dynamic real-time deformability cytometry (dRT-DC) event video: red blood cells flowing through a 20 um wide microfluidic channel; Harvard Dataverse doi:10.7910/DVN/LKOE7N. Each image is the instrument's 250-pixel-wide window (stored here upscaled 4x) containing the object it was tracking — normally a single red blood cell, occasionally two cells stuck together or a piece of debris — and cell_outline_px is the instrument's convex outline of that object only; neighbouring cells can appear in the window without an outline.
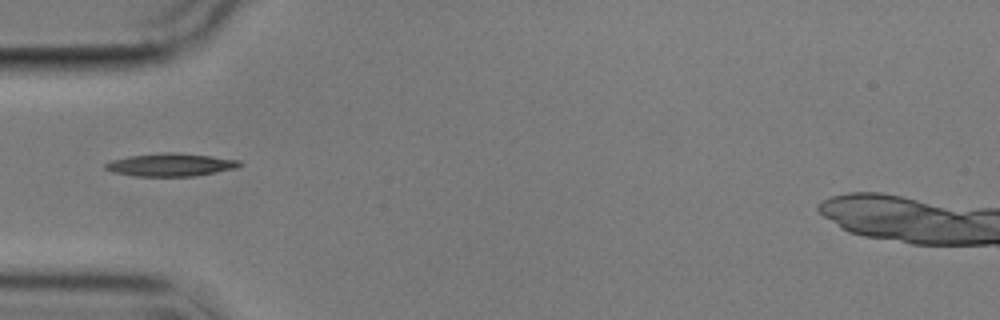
{"species": "common noctule bat (a hibernating species)", "species_latin": "Nyctalus noctula", "temperature_condition": "cold", "stored_images_in_passage": 9, "camera_frame_rate_fps": 3000, "um_per_image_px": 0.085, "animal": {"sex": "male", "body_mass_g": 17.9}, "frame": {"image": 1, "passage_image": 4, "time_ms": 3.333, "image_size_px": [1000, 320], "cell_outline_px": [[244, 164], [236, 168], [216, 172], [192, 176], [136, 176], [112, 172], [104, 168], [104, 164], [112, 160], [128, 156], [168, 152], [176, 152], [212, 156], [240, 160]], "centroid_in_image_um": [14.52, 14.0], "position_along_channel_um": 70.5, "area_um2": 17.92}}
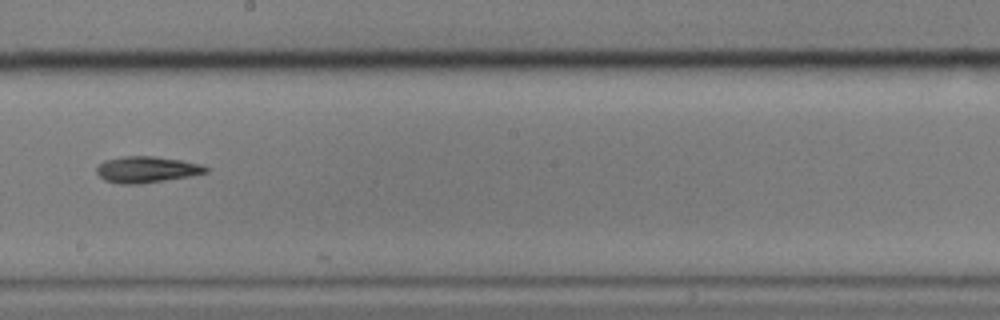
{"frame": {"image": 2, "passage_image": 8, "time_ms": 8.0, "image_size_px": [1000, 320], "cell_outline_px": [[208, 172], [192, 176], [140, 184], [120, 184], [104, 180], [96, 172], [96, 168], [104, 160], [124, 156], [152, 156], [180, 160], [200, 164], [208, 168]], "centroid_in_image_um": [12.46, 14.41], "position_along_channel_um": 235.7, "area_um2": 16.7}}
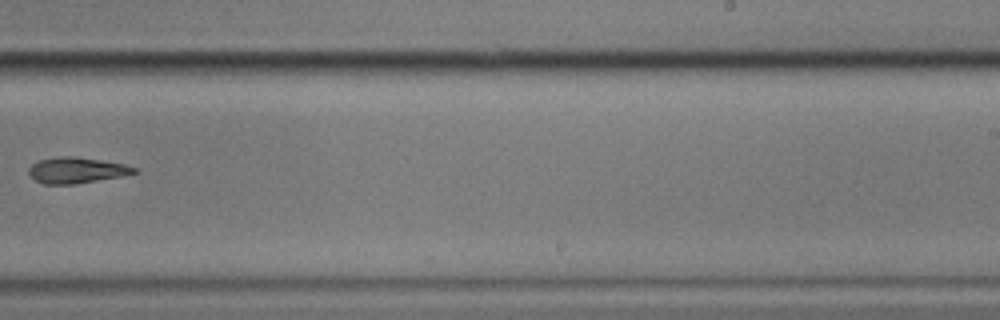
{"frame": {"image": 3, "passage_image": 9, "time_ms": 9.333, "image_size_px": [1000, 320], "cell_outline_px": [[140, 172], [120, 176], [76, 184], [44, 184], [36, 180], [28, 172], [28, 168], [36, 160], [60, 156], [76, 156], [124, 164], [136, 168]], "centroid_in_image_um": [6.49, 14.46], "position_along_channel_um": 282.5, "area_um2": 15.9}}